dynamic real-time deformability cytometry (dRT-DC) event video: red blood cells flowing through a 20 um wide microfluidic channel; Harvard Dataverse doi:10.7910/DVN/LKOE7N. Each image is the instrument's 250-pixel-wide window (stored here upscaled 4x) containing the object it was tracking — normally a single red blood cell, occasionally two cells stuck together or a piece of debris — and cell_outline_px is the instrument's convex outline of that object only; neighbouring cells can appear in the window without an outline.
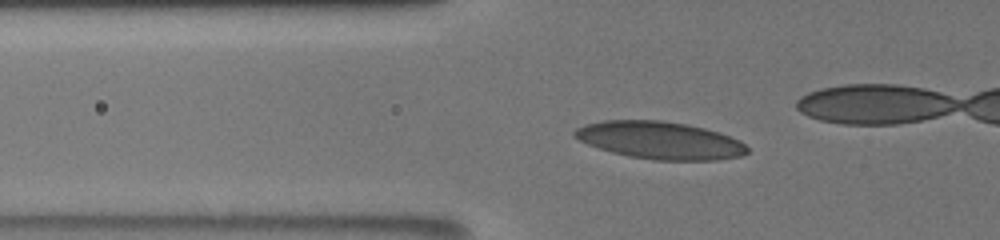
{"species": "human", "species_latin": "Homo sapiens", "temperature_condition": "room temperature", "stored_images_in_passage": 18, "camera_frame_rate_fps": 3000, "um_per_image_px": 0.085, "donor": {"sex": "male"}, "frame": {"image": 1, "passage_image": 11, "time_ms": 4.667, "image_size_px": [1000, 240], "cell_outline_px": [[748, 152], [740, 156], [716, 160], [656, 160], [628, 156], [612, 152], [588, 144], [572, 136], [572, 132], [576, 128], [584, 124], [604, 120], [664, 120], [688, 124], [720, 132], [740, 140], [748, 148]], "centroid_in_image_um": [56.09, 11.91], "position_along_channel_um": 69.7, "area_um2": 37.86}}
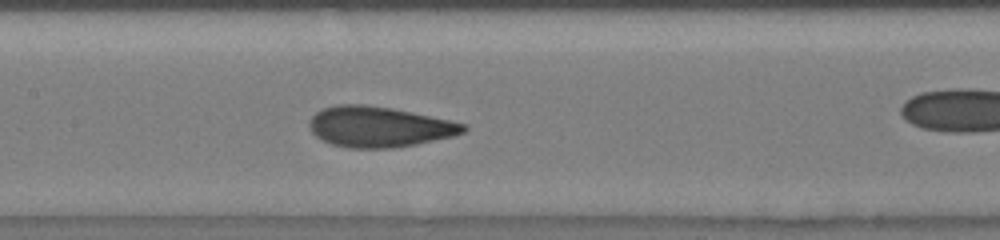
{"frame": {"image": 2, "passage_image": 16, "time_ms": 7.667, "image_size_px": [1000, 240], "cell_outline_px": [[468, 128], [464, 132], [456, 136], [416, 144], [392, 148], [348, 148], [332, 144], [316, 136], [308, 128], [308, 120], [316, 112], [324, 108], [336, 104], [364, 104], [392, 108], [468, 124]], "centroid_in_image_um": [32.22, 10.78], "position_along_channel_um": 175.2, "area_um2": 36.59}}